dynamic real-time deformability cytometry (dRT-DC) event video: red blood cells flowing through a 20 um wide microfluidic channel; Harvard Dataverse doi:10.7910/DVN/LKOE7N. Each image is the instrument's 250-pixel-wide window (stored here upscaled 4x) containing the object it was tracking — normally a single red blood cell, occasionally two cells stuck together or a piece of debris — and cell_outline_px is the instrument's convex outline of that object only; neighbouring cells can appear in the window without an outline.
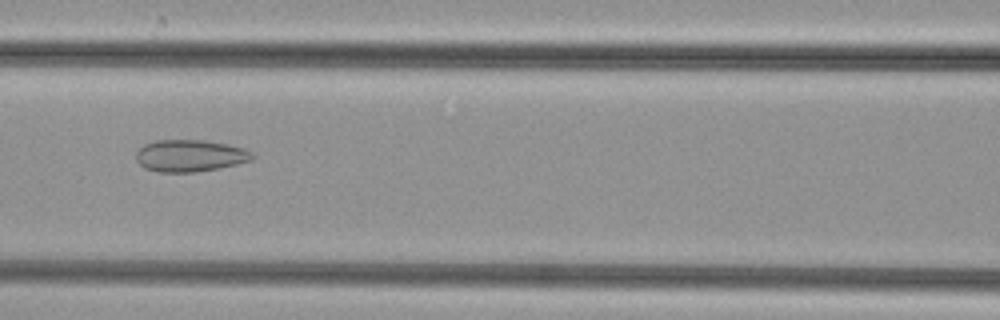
{"species": "common noctule bat (a hibernating species)", "species_latin": "Nyctalus noctula", "temperature_condition": "cold", "stored_images_in_passage": 50, "camera_frame_rate_fps": 3000, "um_per_image_px": 0.085, "animal": {"sex": "female", "body_mass_g": 29.2, "forearm_length_mm": 56.3}, "frame": {"image": 1, "passage_image": 22, "time_ms": 7.0, "image_size_px": [1000, 320], "cell_outline_px": [[256, 156], [252, 160], [236, 164], [196, 172], [160, 172], [144, 168], [136, 160], [136, 152], [144, 144], [156, 140], [204, 140], [228, 144], [244, 148], [252, 152]], "centroid_in_image_um": [16.15, 13.23], "position_along_channel_um": 150.4, "area_um2": 21.68}}
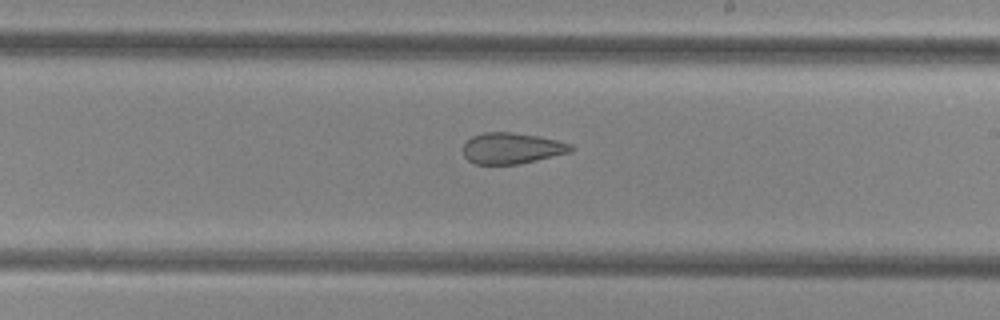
{"frame": {"image": 2, "passage_image": 29, "time_ms": 9.333, "image_size_px": [1000, 320], "cell_outline_px": [[576, 148], [572, 152], [520, 164], [476, 164], [468, 160], [464, 156], [464, 144], [472, 136], [484, 132], [512, 132], [540, 136], [572, 144]], "centroid_in_image_um": [43.55, 12.6], "position_along_channel_um": 245.5, "area_um2": 19.65}}
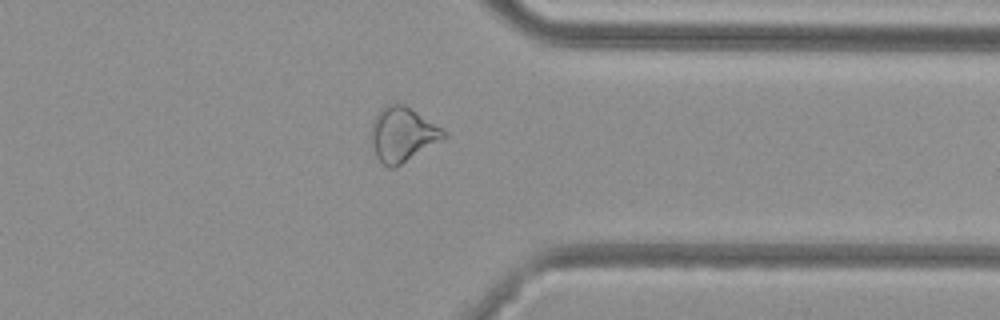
{"frame": {"image": 3, "passage_image": 39, "time_ms": 12.667, "image_size_px": [1000, 320], "cell_outline_px": [[448, 136], [396, 168], [388, 168], [376, 156], [368, 140], [372, 120], [380, 108], [388, 104], [404, 104], [448, 132]], "centroid_in_image_um": [34.17, 11.44], "position_along_channel_um": 377.2, "area_um2": 23.41}}